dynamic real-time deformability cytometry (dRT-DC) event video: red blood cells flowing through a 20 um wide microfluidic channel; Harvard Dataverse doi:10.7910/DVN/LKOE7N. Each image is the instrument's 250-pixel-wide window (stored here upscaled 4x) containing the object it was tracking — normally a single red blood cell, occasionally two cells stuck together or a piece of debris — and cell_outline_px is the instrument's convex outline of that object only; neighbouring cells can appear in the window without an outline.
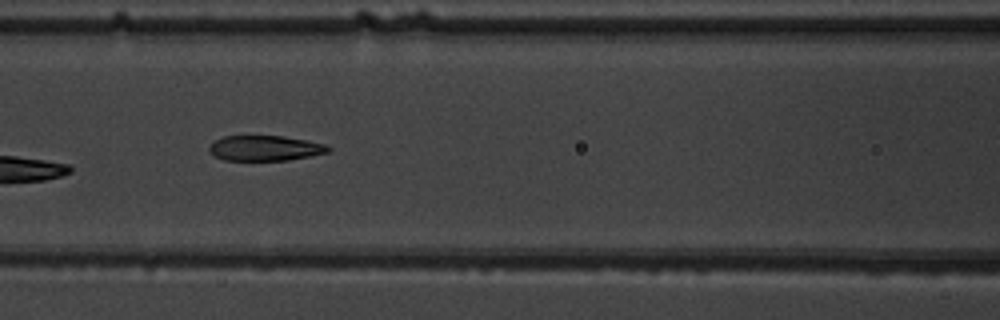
{"species": "common noctule bat (a hibernating species)", "species_latin": "Nyctalus noctula", "temperature_condition": "warm", "stored_images_in_passage": 8, "camera_frame_rate_fps": 3000, "um_per_image_px": 0.085, "animal": {"sex": "male", "body_mass_g": 19.5, "forearm_length_mm": 54.6}, "frame": {"image": 1, "passage_image": 6, "time_ms": 6.0, "image_size_px": [1000, 320], "cell_outline_px": [[332, 148], [328, 152], [288, 160], [224, 160], [212, 156], [208, 152], [208, 148], [216, 140], [224, 136], [284, 136], [324, 144]], "centroid_in_image_um": [22.48, 12.6], "position_along_channel_um": 144.1, "area_um2": 17.4}}
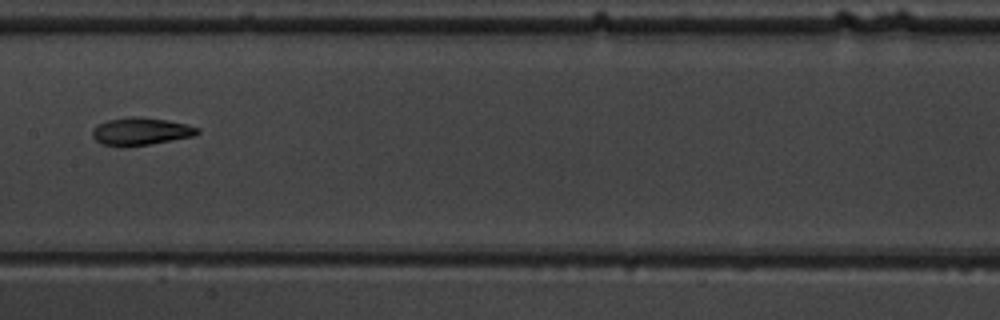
{"frame": {"image": 2, "passage_image": 8, "time_ms": 9.0, "image_size_px": [1000, 320], "cell_outline_px": [[200, 132], [196, 136], [148, 144], [104, 144], [96, 140], [92, 136], [92, 132], [100, 124], [108, 120], [128, 116], [140, 116], [168, 120], [188, 124], [200, 128]], "centroid_in_image_um": [12.07, 11.12], "position_along_channel_um": 195.3, "area_um2": 16.42}}